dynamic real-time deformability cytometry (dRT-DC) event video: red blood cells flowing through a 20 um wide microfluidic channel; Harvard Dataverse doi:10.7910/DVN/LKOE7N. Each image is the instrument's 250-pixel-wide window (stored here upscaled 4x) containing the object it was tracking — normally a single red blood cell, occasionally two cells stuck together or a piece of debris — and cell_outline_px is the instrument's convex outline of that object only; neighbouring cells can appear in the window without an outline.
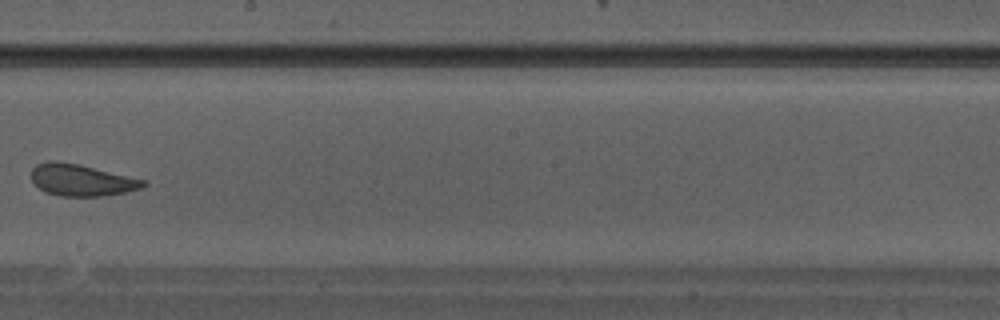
{"species": "Egyptian fruit bat (a non-hibernating species)", "species_latin": "Rousettus aegyptiacus", "temperature_condition": "warm", "stored_images_in_passage": 34, "camera_frame_rate_fps": 3000, "um_per_image_px": 0.085, "animal": {"sex": "male"}, "frame": {"image": 1, "passage_image": 20, "time_ms": 6.333, "image_size_px": [1000, 320], "cell_outline_px": [[148, 184], [140, 188], [124, 192], [100, 196], [60, 196], [44, 192], [32, 180], [32, 168], [36, 164], [48, 160], [56, 160], [80, 164], [148, 180]], "centroid_in_image_um": [6.93, 15.29], "position_along_channel_um": 241.3, "area_um2": 20.87}}